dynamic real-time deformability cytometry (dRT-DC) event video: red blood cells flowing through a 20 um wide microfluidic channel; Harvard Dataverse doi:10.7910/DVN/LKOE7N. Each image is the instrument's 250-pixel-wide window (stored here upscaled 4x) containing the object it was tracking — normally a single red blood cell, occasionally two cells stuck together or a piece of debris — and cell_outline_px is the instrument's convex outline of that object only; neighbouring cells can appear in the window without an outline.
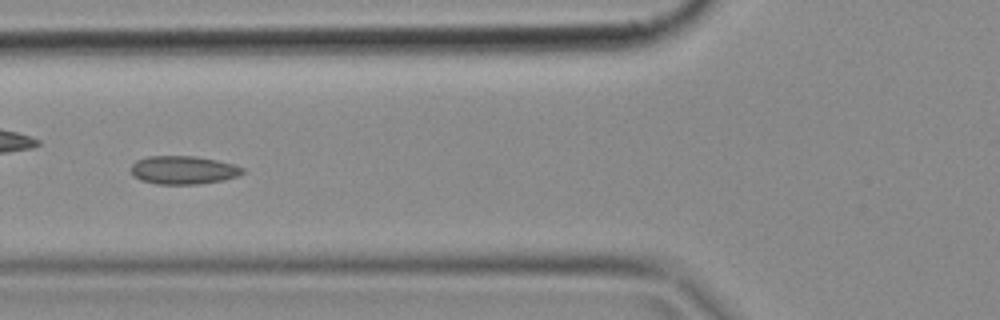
{"species": "common noctule bat (a hibernating species)", "species_latin": "Nyctalus noctula", "temperature_condition": "cold", "stored_images_in_passage": 37, "camera_frame_rate_fps": 3000, "um_per_image_px": 0.085, "animal": {"sex": "female", "body_mass_g": 18.4}, "frame": {"image": 1, "passage_image": 6, "time_ms": 1.667, "image_size_px": [1000, 320], "cell_outline_px": [[244, 172], [236, 176], [224, 180], [200, 184], [156, 184], [140, 180], [132, 176], [132, 164], [136, 160], [148, 156], [196, 156], [236, 164], [244, 168]], "centroid_in_image_um": [15.58, 14.45], "position_along_channel_um": 110.2, "area_um2": 18.55}}